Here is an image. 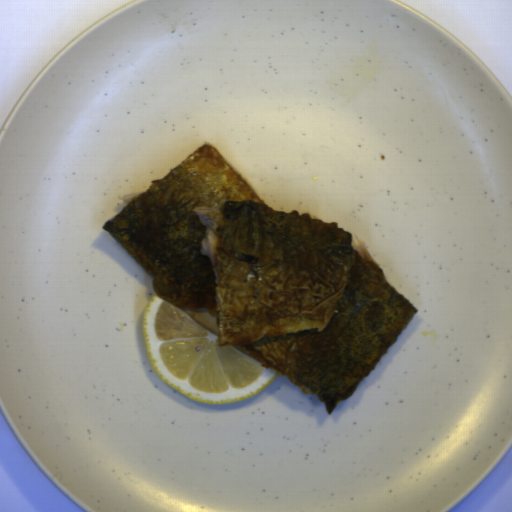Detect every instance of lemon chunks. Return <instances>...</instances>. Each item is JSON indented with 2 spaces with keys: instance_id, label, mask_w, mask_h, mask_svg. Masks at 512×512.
Masks as SVG:
<instances>
[{
  "instance_id": "obj_1",
  "label": "lemon chunks",
  "mask_w": 512,
  "mask_h": 512,
  "mask_svg": "<svg viewBox=\"0 0 512 512\" xmlns=\"http://www.w3.org/2000/svg\"><path fill=\"white\" fill-rule=\"evenodd\" d=\"M143 341L159 378L201 403H236L265 389L278 374L230 344L219 346V335L157 293L144 310Z\"/></svg>"
}]
</instances>
